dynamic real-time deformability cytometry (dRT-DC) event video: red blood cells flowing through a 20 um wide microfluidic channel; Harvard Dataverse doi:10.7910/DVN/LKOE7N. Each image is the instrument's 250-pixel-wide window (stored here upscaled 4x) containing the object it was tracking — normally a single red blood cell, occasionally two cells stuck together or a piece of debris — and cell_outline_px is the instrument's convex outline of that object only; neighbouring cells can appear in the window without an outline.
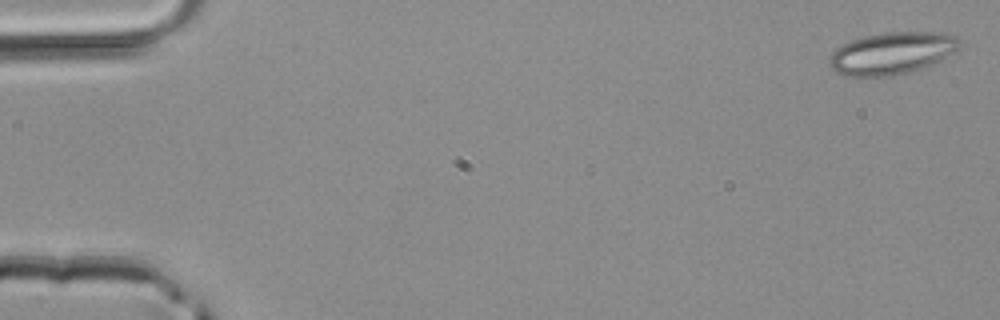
{"species": "common noctule bat (a hibernating species)", "species_latin": "Nyctalus noctula", "temperature_condition": "room temperature", "stored_images_in_passage": 4, "camera_frame_rate_fps": 3000, "um_per_image_px": 0.085, "animal": {"sex": "male", "body_mass_g": 20.4}, "frame": {"image": 1, "passage_image": 1, "time_ms": 0.0, "image_size_px": [1000, 320], "cell_outline_px": [[960, 48], [956, 52], [932, 64], [908, 72], [888, 76], [844, 76], [836, 72], [828, 64], [828, 60], [832, 52], [840, 44], [864, 36], [884, 32], [944, 32], [956, 36], [960, 40]], "centroid_in_image_um": [75.81, 4.51], "position_along_channel_um": 9.2, "area_um2": 32.19}}